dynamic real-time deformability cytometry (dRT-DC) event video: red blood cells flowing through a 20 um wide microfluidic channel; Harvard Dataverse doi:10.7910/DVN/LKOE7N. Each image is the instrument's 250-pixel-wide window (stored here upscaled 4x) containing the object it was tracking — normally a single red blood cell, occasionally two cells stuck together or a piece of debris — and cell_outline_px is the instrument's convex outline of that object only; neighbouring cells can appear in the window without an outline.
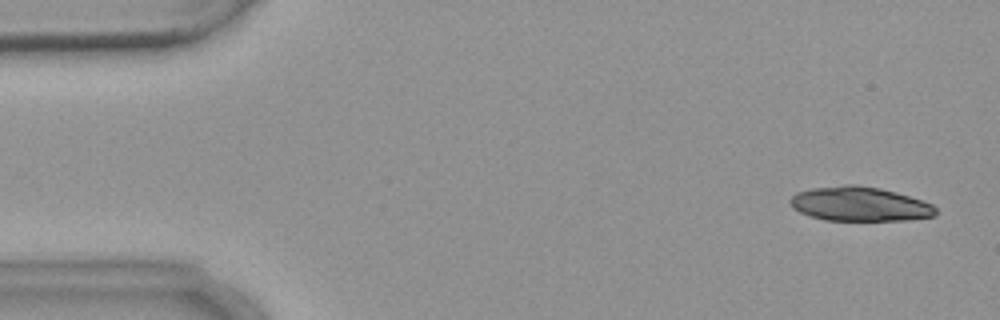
{"species": "common noctule bat (a hibernating species)", "species_latin": "Nyctalus noctula", "temperature_condition": "warm", "stored_images_in_passage": 4, "camera_frame_rate_fps": 3000, "um_per_image_px": 0.085, "animal": {"sex": "female", "body_mass_g": 18.4}, "frame": {"image": 1, "passage_image": 1, "time_ms": 0.0, "image_size_px": [1000, 320], "cell_outline_px": [[936, 216], [908, 220], [824, 220], [800, 212], [792, 208], [788, 200], [796, 192], [812, 188], [844, 184], [856, 184], [880, 188], [896, 192], [932, 204], [936, 208]], "centroid_in_image_um": [73.05, 17.33], "position_along_channel_um": 12.0, "area_um2": 29.19}}